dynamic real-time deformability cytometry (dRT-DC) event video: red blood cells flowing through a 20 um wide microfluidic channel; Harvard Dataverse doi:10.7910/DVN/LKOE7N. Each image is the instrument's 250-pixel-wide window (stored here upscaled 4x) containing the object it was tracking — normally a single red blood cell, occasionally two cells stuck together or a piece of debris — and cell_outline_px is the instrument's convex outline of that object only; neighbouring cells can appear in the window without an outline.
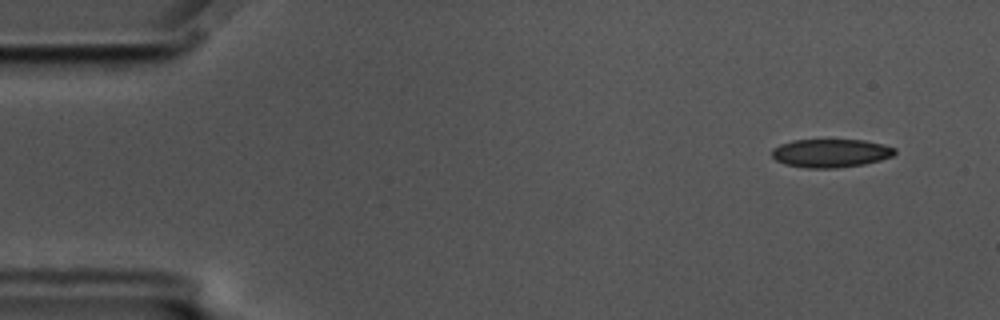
{"species": "common noctule bat (a hibernating species)", "species_latin": "Nyctalus noctula", "temperature_condition": "cold", "stored_images_in_passage": 55, "camera_frame_rate_fps": 3000, "um_per_image_px": 0.085, "animal": {"sex": "male", "body_mass_g": 17.5, "forearm_length_mm": 52.3}, "frame": {"image": 1, "passage_image": 4, "time_ms": 1.0, "image_size_px": [1000, 320], "cell_outline_px": [[896, 152], [892, 156], [880, 160], [864, 164], [836, 168], [808, 168], [784, 164], [776, 160], [772, 156], [772, 148], [780, 144], [792, 140], [864, 140], [884, 144], [896, 148]], "centroid_in_image_um": [70.61, 13.01], "position_along_channel_um": 14.4, "area_um2": 20.4}}
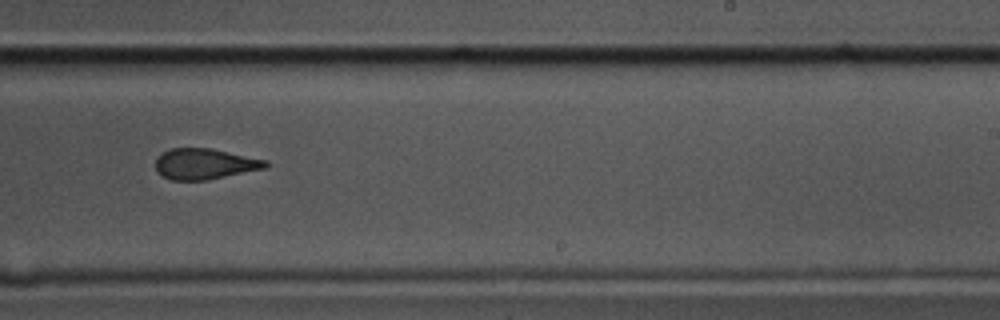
{"frame": {"image": 2, "passage_image": 35, "time_ms": 11.333, "image_size_px": [1000, 320], "cell_outline_px": [[268, 168], [208, 180], [172, 180], [156, 172], [156, 156], [160, 152], [168, 148], [212, 148], [268, 160]], "centroid_in_image_um": [17.4, 13.92], "position_along_channel_um": 271.6, "area_um2": 20.11}}
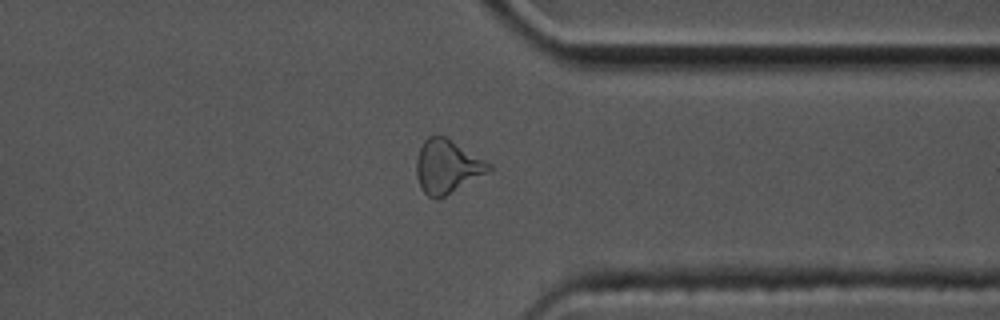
{"frame": {"image": 3, "passage_image": 44, "time_ms": 14.333, "image_size_px": [1000, 320], "cell_outline_px": [[492, 168], [488, 172], [444, 196], [436, 200], [428, 196], [420, 188], [416, 172], [416, 160], [420, 148], [424, 140], [428, 136], [444, 136], [492, 164]], "centroid_in_image_um": [37.98, 14.16], "position_along_channel_um": 373.4, "area_um2": 22.25}, "authors_computed_cell_mechanics": {"area_um2": 21.097, "velocity_mm_per_s": 3.4915, "shape_relaxation_time_tau1_ms": null, "shape_relaxation_time_tau2_ms": 2.2165, "deformation_change_tau1": null, "deformation_change_tau2": 0.0937}}